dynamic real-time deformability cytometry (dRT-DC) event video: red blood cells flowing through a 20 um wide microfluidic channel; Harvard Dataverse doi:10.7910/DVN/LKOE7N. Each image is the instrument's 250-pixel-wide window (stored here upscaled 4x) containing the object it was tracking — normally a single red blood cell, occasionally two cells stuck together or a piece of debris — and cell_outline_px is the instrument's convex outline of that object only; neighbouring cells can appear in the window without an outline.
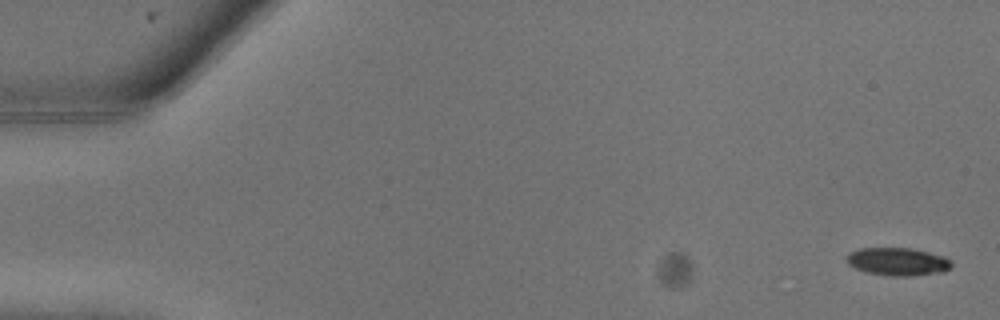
{"species": "common noctule bat (a hibernating species)", "species_latin": "Nyctalus noctula", "temperature_condition": "warm", "stored_images_in_passage": 11, "camera_frame_rate_fps": 3000, "um_per_image_px": 0.085, "animal": {"sex": "male", "body_mass_g": 13.3}, "frame": {"image": 1, "passage_image": 1, "time_ms": 0.0, "image_size_px": [1000, 320], "cell_outline_px": [[952, 268], [944, 272], [912, 276], [888, 276], [864, 272], [848, 264], [848, 256], [852, 252], [860, 248], [912, 248], [944, 256], [952, 264]], "centroid_in_image_um": [76.35, 22.25], "position_along_channel_um": 8.7, "area_um2": 17.05}}